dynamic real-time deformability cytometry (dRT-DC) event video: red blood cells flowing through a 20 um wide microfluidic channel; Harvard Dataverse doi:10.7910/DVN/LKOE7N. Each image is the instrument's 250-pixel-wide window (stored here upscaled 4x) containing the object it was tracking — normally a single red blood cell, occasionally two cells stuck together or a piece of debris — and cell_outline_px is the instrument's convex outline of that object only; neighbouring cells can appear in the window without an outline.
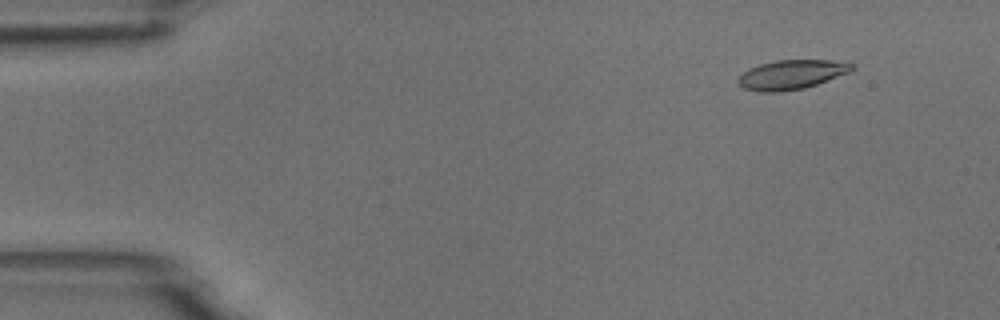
{"species": "common noctule bat (a hibernating species)", "species_latin": "Nyctalus noctula", "temperature_condition": "room temperature", "stored_images_in_passage": 3, "camera_frame_rate_fps": 3000, "um_per_image_px": 0.085, "animal": {"sex": "male", "body_mass_g": 18.8}, "frame": {"image": 1, "passage_image": 1, "time_ms": 0.0, "image_size_px": [1000, 320], "cell_outline_px": [[856, 68], [848, 72], [816, 84], [804, 88], [776, 92], [760, 92], [744, 88], [736, 80], [748, 68], [760, 64], [776, 60], [848, 60], [856, 64]], "centroid_in_image_um": [67.33, 6.32], "position_along_channel_um": 17.7, "area_um2": 19.54}}
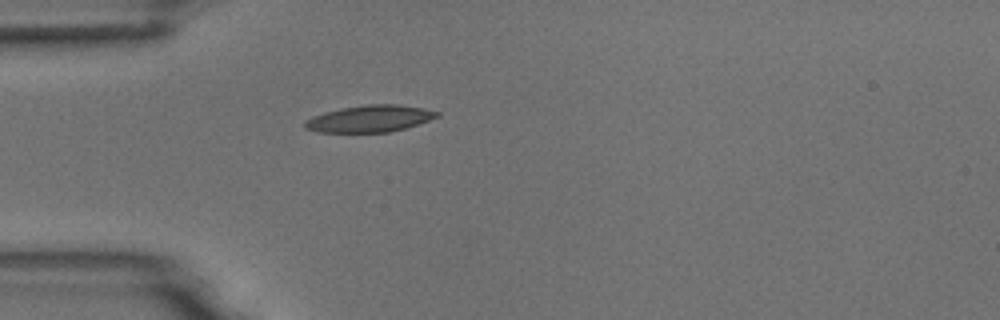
{"frame": {"image": 2, "passage_image": 3, "time_ms": 3.333, "image_size_px": [1000, 320], "cell_outline_px": [[440, 116], [404, 128], [388, 132], [316, 132], [304, 128], [304, 120], [312, 116], [324, 112], [340, 108], [368, 104], [396, 104], [420, 108], [440, 112]], "centroid_in_image_um": [31.36, 10.08], "position_along_channel_um": 53.6, "area_um2": 20.52}}